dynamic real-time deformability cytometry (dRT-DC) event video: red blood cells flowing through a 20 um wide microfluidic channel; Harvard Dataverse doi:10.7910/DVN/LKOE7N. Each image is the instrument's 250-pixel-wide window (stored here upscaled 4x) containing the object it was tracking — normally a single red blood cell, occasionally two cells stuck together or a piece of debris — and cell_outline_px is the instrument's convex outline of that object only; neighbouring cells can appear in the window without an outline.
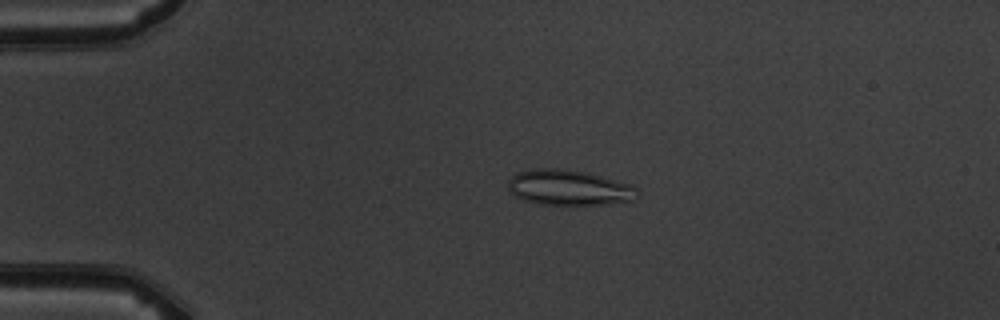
{"species": "common noctule bat (a hibernating species)", "species_latin": "Nyctalus noctula", "temperature_condition": "warm", "stored_images_in_passage": 5, "camera_frame_rate_fps": 3000, "um_per_image_px": 0.085, "animal": {"sex": "male", "body_mass_g": 19.5, "forearm_length_mm": 54.6}, "frame": {"image": 1, "passage_image": 4, "time_ms": 3.333, "image_size_px": [1000, 320], "cell_outline_px": [[636, 188], [632, 200], [608, 204], [536, 204], [524, 200], [516, 196], [508, 188], [508, 180], [516, 172], [532, 168], [560, 168], [588, 172], [632, 184]], "centroid_in_image_um": [48.31, 15.92], "position_along_channel_um": 36.7, "area_um2": 26.65}}